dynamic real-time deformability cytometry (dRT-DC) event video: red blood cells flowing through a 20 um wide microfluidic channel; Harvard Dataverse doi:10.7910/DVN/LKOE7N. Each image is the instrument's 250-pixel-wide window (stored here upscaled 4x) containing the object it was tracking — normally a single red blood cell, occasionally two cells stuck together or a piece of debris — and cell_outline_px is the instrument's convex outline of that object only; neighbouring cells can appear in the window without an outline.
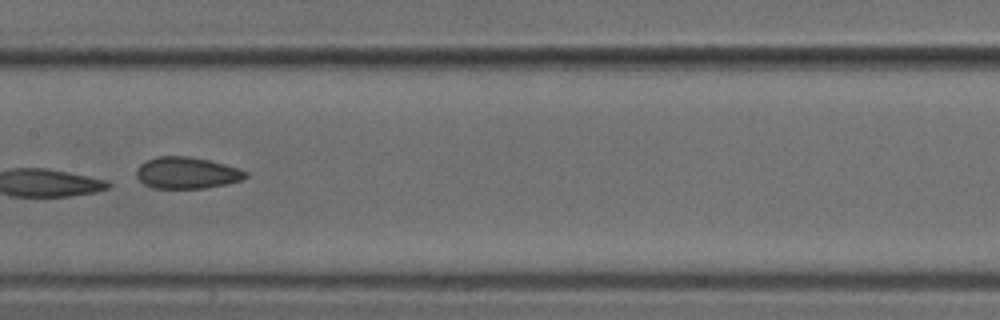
{"species": "common noctule bat (a hibernating species)", "species_latin": "Nyctalus noctula", "temperature_condition": "cold", "stored_images_in_passage": 8, "camera_frame_rate_fps": 3000, "um_per_image_px": 0.085, "animal": {"sex": "male", "body_mass_g": 18.8}, "frame": {"image": 1, "passage_image": 7, "time_ms": 2.0, "image_size_px": [1000, 320], "cell_outline_px": [[248, 176], [240, 180], [224, 184], [204, 188], [152, 188], [144, 184], [136, 176], [136, 168], [140, 164], [156, 156], [188, 156], [208, 160], [240, 168], [248, 172]], "centroid_in_image_um": [15.86, 14.69], "position_along_channel_um": 191.5, "area_um2": 20.06}}